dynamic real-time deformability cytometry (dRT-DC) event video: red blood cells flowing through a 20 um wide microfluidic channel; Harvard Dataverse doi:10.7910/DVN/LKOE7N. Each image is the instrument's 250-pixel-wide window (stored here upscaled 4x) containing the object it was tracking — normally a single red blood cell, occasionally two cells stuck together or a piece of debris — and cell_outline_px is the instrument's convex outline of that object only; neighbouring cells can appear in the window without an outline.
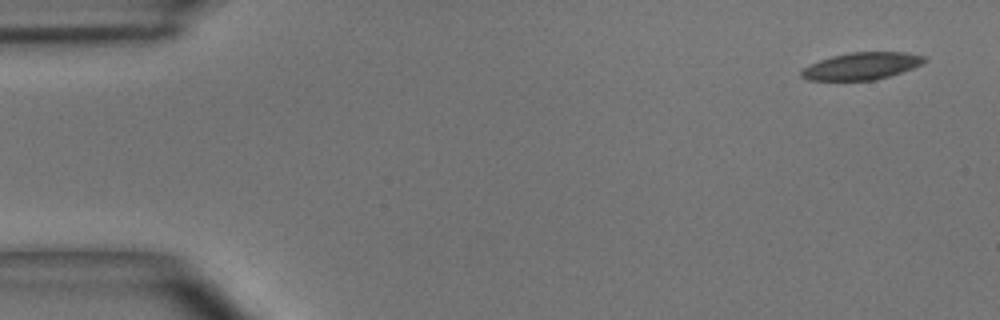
{"species": "common noctule bat (a hibernating species)", "species_latin": "Nyctalus noctula", "temperature_condition": "room temperature", "stored_images_in_passage": 4, "camera_frame_rate_fps": 3000, "um_per_image_px": 0.085, "animal": {"sex": "male", "body_mass_g": 15.6}, "frame": {"image": 1, "passage_image": 1, "time_ms": 0.0, "image_size_px": [1000, 320], "cell_outline_px": [[928, 60], [912, 68], [876, 80], [808, 80], [800, 76], [800, 72], [808, 64], [832, 56], [852, 52], [904, 52], [924, 56]], "centroid_in_image_um": [73.21, 5.61], "position_along_channel_um": 11.8, "area_um2": 19.31}}
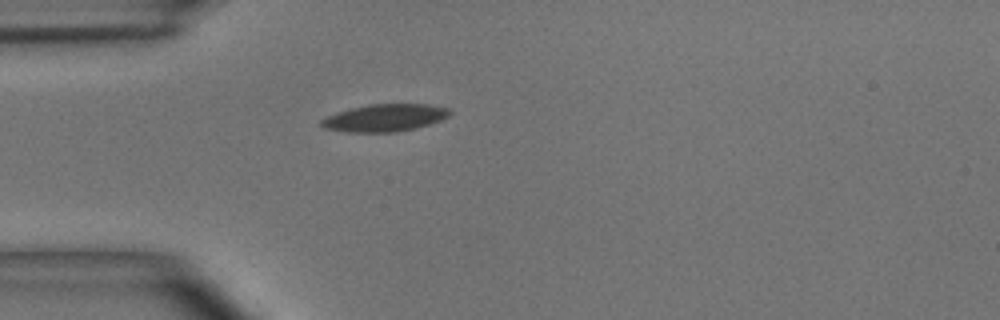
{"frame": {"image": 2, "passage_image": 4, "time_ms": 1.0, "image_size_px": [1000, 320], "cell_outline_px": [[452, 112], [448, 116], [440, 120], [416, 128], [396, 132], [348, 132], [324, 128], [320, 124], [320, 120], [328, 116], [352, 108], [368, 104], [428, 104], [448, 108]], "centroid_in_image_um": [32.72, 10.01], "position_along_channel_um": 52.3, "area_um2": 20.29}}